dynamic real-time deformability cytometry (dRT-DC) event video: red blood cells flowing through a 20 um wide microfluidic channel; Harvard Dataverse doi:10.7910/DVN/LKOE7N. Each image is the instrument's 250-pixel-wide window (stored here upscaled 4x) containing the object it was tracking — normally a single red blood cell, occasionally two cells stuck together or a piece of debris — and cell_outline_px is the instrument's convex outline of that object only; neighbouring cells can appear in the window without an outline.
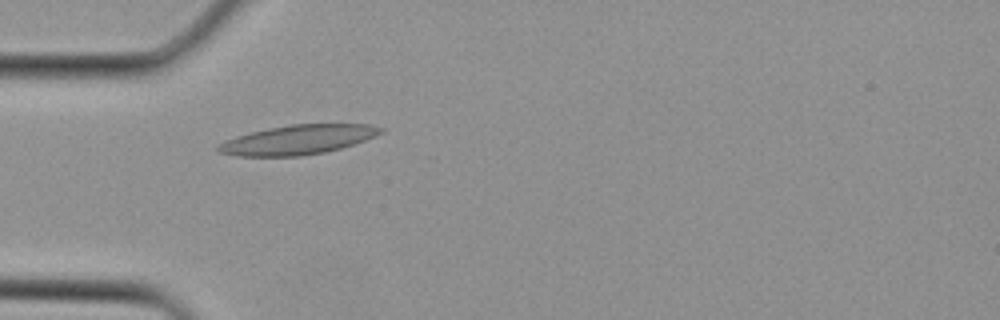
{"species": "Egyptian fruit bat (a non-hibernating species)", "species_latin": "Rousettus aegyptiacus", "temperature_condition": "cold", "stored_images_in_passage": 4, "camera_frame_rate_fps": 3000, "um_per_image_px": 0.085, "animal": {"sex": "female"}, "frame": {"image": 1, "passage_image": 3, "time_ms": 0.667, "image_size_px": [1000, 320], "cell_outline_px": [[384, 132], [376, 136], [340, 148], [324, 152], [300, 156], [240, 156], [220, 152], [216, 148], [224, 140], [236, 136], [268, 128], [292, 124], [368, 124], [384, 128]], "centroid_in_image_um": [25.34, 11.87], "position_along_channel_um": 59.7, "area_um2": 27.63}}
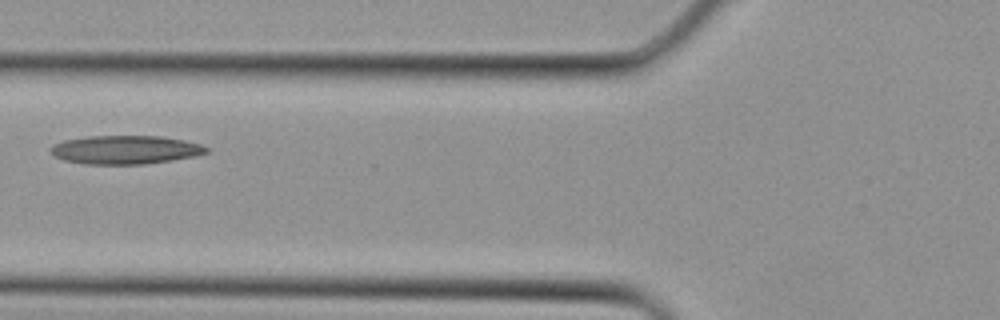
{"frame": {"image": 2, "passage_image": 4, "time_ms": 1.0, "image_size_px": [1000, 320], "cell_outline_px": [[208, 152], [196, 156], [172, 160], [144, 164], [84, 164], [64, 160], [56, 156], [48, 148], [52, 144], [64, 140], [88, 136], [160, 136], [184, 140], [200, 144], [208, 148]], "centroid_in_image_um": [10.64, 12.73], "position_along_channel_um": 115.2, "area_um2": 25.95}}